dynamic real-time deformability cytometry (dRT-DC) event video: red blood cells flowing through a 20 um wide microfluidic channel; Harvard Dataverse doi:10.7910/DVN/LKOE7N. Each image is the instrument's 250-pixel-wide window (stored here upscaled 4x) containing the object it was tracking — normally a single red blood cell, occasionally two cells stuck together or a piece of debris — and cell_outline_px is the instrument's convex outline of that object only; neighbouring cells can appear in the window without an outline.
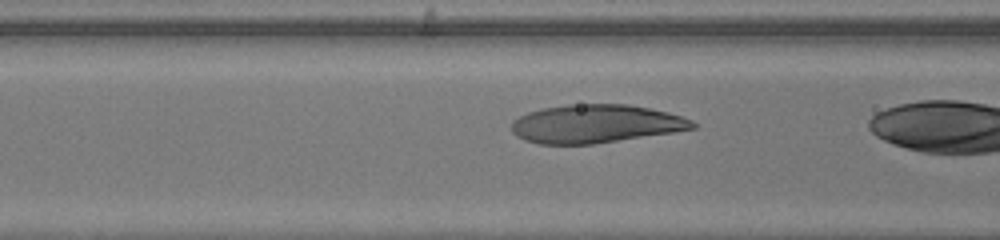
{"species": "human", "species_latin": "Homo sapiens", "temperature_condition": "warm", "stored_images_in_passage": 33, "camera_frame_rate_fps": 3000, "um_per_image_px": 0.085, "donor": {"sex": "male"}, "frame": {"image": 1, "passage_image": 15, "time_ms": 4.667, "image_size_px": [1000, 240], "cell_outline_px": [[696, 128], [672, 132], [592, 144], [540, 144], [524, 140], [516, 136], [512, 132], [512, 120], [528, 112], [544, 108], [568, 104], [628, 104], [668, 112], [692, 120], [696, 124]], "centroid_in_image_um": [50.6, 10.52], "position_along_channel_um": 116.0, "area_um2": 40.23}}
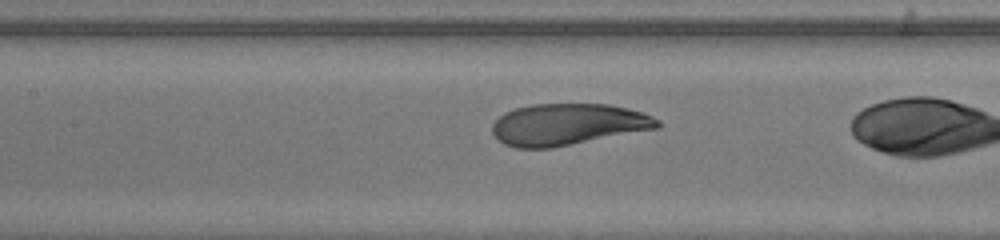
{"frame": {"image": 2, "passage_image": 18, "time_ms": 5.667, "image_size_px": [1000, 240], "cell_outline_px": [[660, 128], [552, 148], [516, 148], [504, 144], [492, 132], [492, 124], [504, 112], [516, 108], [532, 104], [608, 104], [628, 108], [652, 116], [660, 120]], "centroid_in_image_um": [48.28, 10.58], "position_along_channel_um": 159.1, "area_um2": 40.11}}
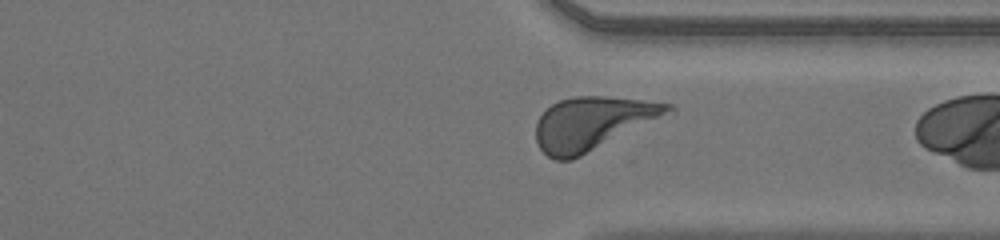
{"frame": {"image": 3, "passage_image": 32, "time_ms": 10.333, "image_size_px": [1000, 240], "cell_outline_px": [[676, 108], [572, 160], [556, 160], [548, 156], [540, 148], [536, 140], [536, 120], [552, 104], [560, 100], [576, 96], [604, 96], [640, 100], [672, 104]], "centroid_in_image_um": [50.26, 10.47], "position_along_channel_um": 361.1, "area_um2": 39.54}}